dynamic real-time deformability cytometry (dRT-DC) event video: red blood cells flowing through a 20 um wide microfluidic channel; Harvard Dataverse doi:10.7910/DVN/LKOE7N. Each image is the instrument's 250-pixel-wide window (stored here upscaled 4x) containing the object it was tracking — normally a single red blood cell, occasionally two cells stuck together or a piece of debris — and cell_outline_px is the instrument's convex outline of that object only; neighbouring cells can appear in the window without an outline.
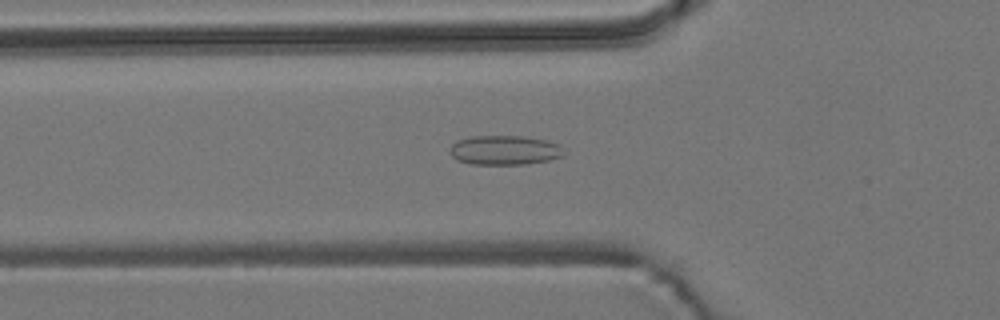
{"species": "common noctule bat (a hibernating species)", "species_latin": "Nyctalus noctula", "temperature_condition": "room temperature", "stored_images_in_passage": 55, "camera_frame_rate_fps": 3000, "um_per_image_px": 0.085, "animal": {"sex": "male", "body_mass_g": 19.2, "forearm_length_mm": 51.8}, "frame": {"image": 1, "passage_image": 19, "time_ms": 6.0, "image_size_px": [1000, 320], "cell_outline_px": [[564, 156], [548, 160], [528, 164], [472, 164], [460, 160], [452, 156], [452, 144], [456, 140], [472, 136], [520, 136], [544, 140], [560, 144], [564, 152]], "centroid_in_image_um": [42.93, 12.76], "position_along_channel_um": 82.9, "area_um2": 19.36}}
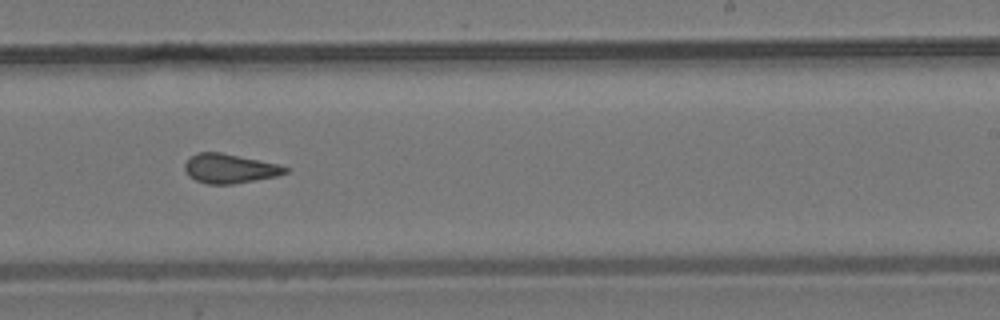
{"frame": {"image": 2, "passage_image": 34, "time_ms": 11.0, "image_size_px": [1000, 320], "cell_outline_px": [[288, 172], [276, 176], [232, 184], [208, 184], [196, 180], [188, 176], [184, 168], [184, 164], [196, 152], [220, 152], [276, 164], [288, 168]], "centroid_in_image_um": [19.47, 14.33], "position_along_channel_um": 269.5, "area_um2": 16.88}}
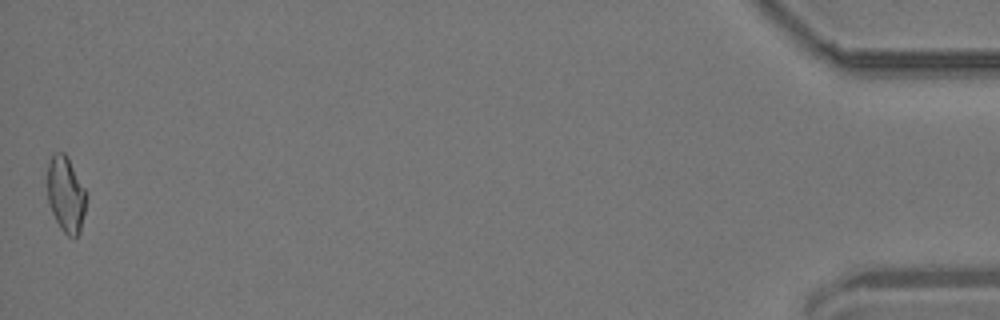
{"frame": {"image": 3, "passage_image": 55, "time_ms": 18.0, "image_size_px": [1000, 320], "cell_outline_px": [[88, 196], [80, 232], [76, 236], [68, 236], [60, 228], [52, 212], [48, 200], [48, 164], [52, 152], [64, 152], [88, 192]], "centroid_in_image_um": [5.62, 16.51], "position_along_channel_um": 429.6, "area_um2": 17.28}, "authors_computed_cell_mechanics": {"area_um2": 17.6868, "velocity_mm_per_s": 3.7191, "shape_relaxation_time_tau1_ms": null, "shape_relaxation_time_tau2_ms": 1.6924, "deformation_change_tau1": null, "deformation_change_tau2": 0.083}}